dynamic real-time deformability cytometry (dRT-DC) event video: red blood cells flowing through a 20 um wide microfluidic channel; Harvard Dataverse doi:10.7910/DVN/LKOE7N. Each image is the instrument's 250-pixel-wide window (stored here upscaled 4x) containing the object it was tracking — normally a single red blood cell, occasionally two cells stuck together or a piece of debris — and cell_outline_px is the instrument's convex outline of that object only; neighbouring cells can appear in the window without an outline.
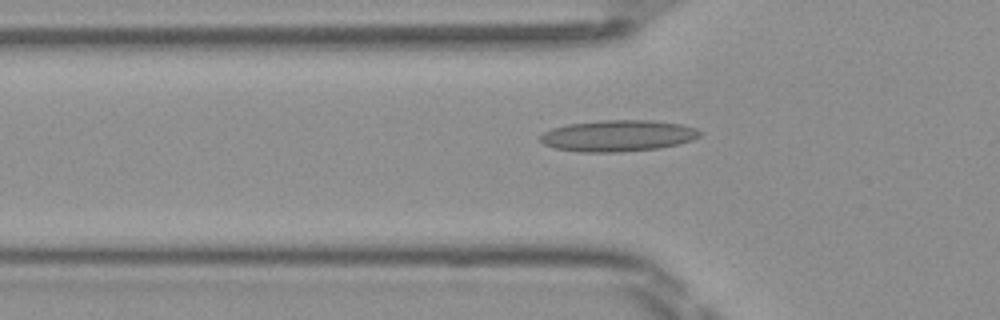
{"species": "Egyptian fruit bat (a non-hibernating species)", "species_latin": "Rousettus aegyptiacus", "temperature_condition": "room temperature", "stored_images_in_passage": 33, "camera_frame_rate_fps": 3000, "um_per_image_px": 0.085, "frame": {"image": 1, "passage_image": 4, "time_ms": 1.0, "image_size_px": [1000, 320], "cell_outline_px": [[700, 136], [692, 140], [680, 144], [660, 148], [620, 152], [580, 152], [556, 148], [544, 144], [540, 140], [540, 136], [544, 132], [552, 128], [568, 124], [600, 120], [652, 120], [680, 124], [696, 128], [700, 132]], "centroid_in_image_um": [52.54, 11.54], "position_along_channel_um": 73.3, "area_um2": 29.19}}
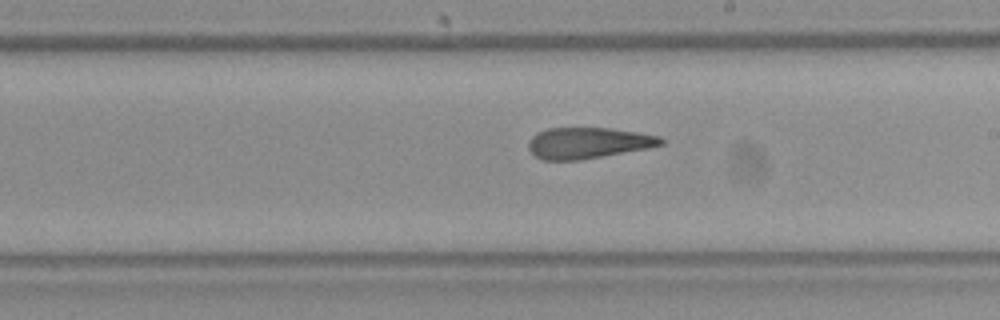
{"frame": {"image": 2, "passage_image": 16, "time_ms": 5.0, "image_size_px": [1000, 320], "cell_outline_px": [[664, 144], [648, 148], [580, 160], [540, 160], [528, 148], [528, 140], [536, 132], [548, 128], [612, 128], [660, 136], [664, 140]], "centroid_in_image_um": [49.96, 12.15], "position_along_channel_um": 239.0, "area_um2": 24.04}}
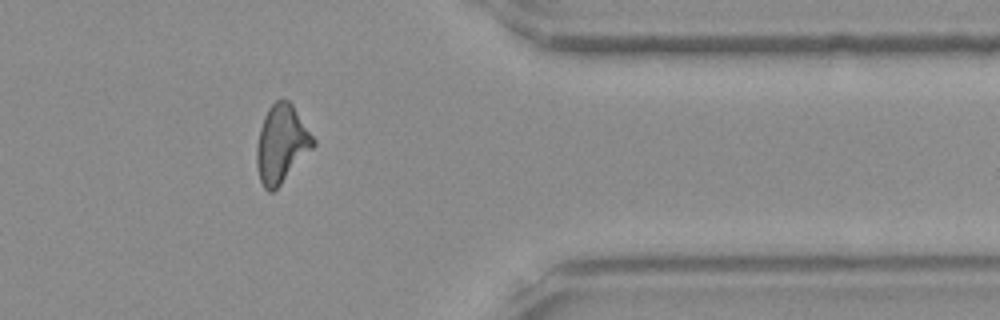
{"frame": {"image": 3, "passage_image": 28, "time_ms": 9.0, "image_size_px": [1000, 320], "cell_outline_px": [[316, 144], [280, 184], [272, 192], [268, 192], [264, 188], [260, 180], [256, 168], [256, 144], [260, 128], [264, 116], [268, 108], [276, 100], [288, 100], [292, 104], [316, 140]], "centroid_in_image_um": [23.9, 12.22], "position_along_channel_um": 387.5, "area_um2": 25.43}}